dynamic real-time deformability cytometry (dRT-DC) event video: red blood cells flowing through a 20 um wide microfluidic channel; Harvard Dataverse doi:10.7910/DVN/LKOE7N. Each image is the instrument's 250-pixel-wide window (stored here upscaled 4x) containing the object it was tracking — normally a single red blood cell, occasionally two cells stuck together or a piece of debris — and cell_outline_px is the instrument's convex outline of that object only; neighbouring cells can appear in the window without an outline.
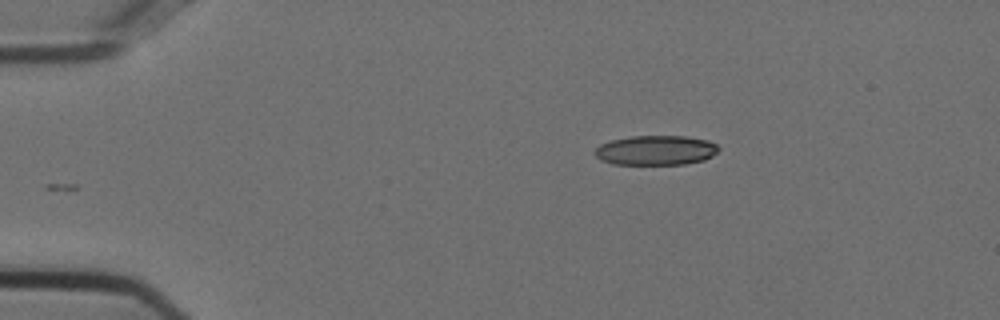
{"species": "Egyptian fruit bat (a non-hibernating species)", "species_latin": "Rousettus aegyptiacus", "temperature_condition": "cold", "stored_images_in_passage": 38, "camera_frame_rate_fps": 3000, "um_per_image_px": 0.085, "animal": {"sex": "female"}, "frame": {"image": 1, "passage_image": 1, "time_ms": 0.0, "image_size_px": [1000, 320], "cell_outline_px": [[720, 148], [712, 156], [704, 160], [684, 164], [612, 164], [600, 160], [592, 152], [600, 144], [612, 140], [632, 136], [684, 136], [708, 140], [716, 144]], "centroid_in_image_um": [55.73, 12.77], "position_along_channel_um": 29.3, "area_um2": 21.44}}
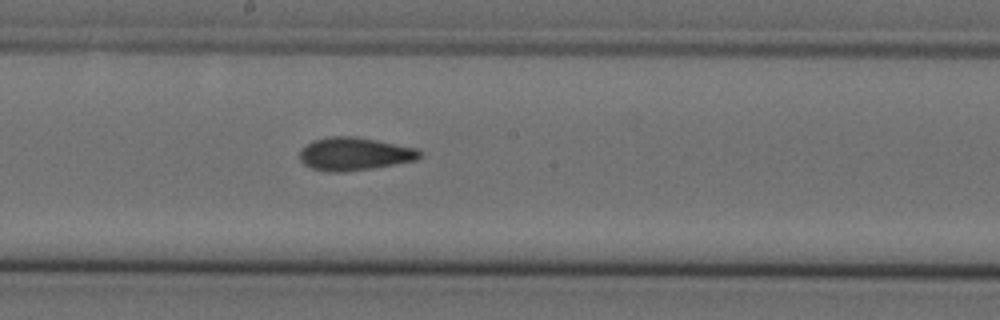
{"frame": {"image": 2, "passage_image": 21, "time_ms": 6.667, "image_size_px": [1000, 320], "cell_outline_px": [[424, 156], [416, 160], [372, 168], [344, 172], [328, 172], [312, 168], [304, 164], [300, 160], [300, 148], [312, 140], [328, 136], [356, 136], [420, 148]], "centroid_in_image_um": [30.15, 13.07], "position_along_channel_um": 218.0, "area_um2": 23.47}}
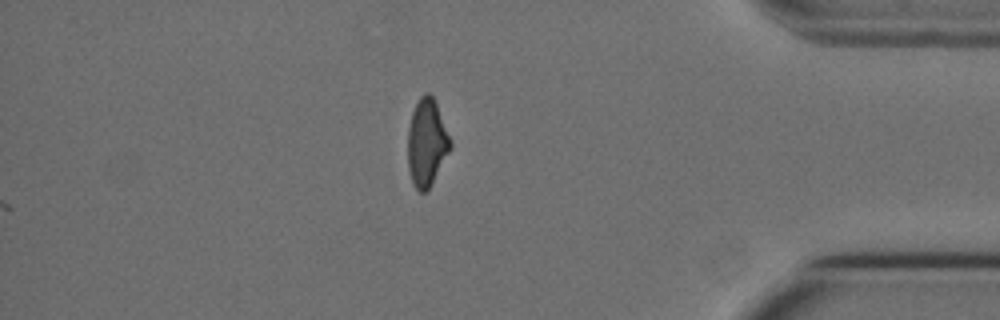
{"frame": {"image": 3, "passage_image": 38, "time_ms": 12.333, "image_size_px": [1000, 320], "cell_outline_px": [[452, 148], [428, 188], [424, 192], [420, 192], [412, 184], [408, 168], [408, 128], [412, 112], [420, 96], [424, 92], [428, 92], [432, 96], [436, 104], [452, 140]], "centroid_in_image_um": [36.27, 12.11], "position_along_channel_um": 398.9, "area_um2": 21.56}, "authors_computed_cell_mechanics": {"area_um2": 22.6865, "velocity_mm_per_s": 3.7432, "shape_relaxation_time_tau1_ms": 8.9481, "shape_relaxation_time_tau2_ms": 2.2597, "deformation_change_tau1": 0.1978, "deformation_change_tau2": 0.1018}}